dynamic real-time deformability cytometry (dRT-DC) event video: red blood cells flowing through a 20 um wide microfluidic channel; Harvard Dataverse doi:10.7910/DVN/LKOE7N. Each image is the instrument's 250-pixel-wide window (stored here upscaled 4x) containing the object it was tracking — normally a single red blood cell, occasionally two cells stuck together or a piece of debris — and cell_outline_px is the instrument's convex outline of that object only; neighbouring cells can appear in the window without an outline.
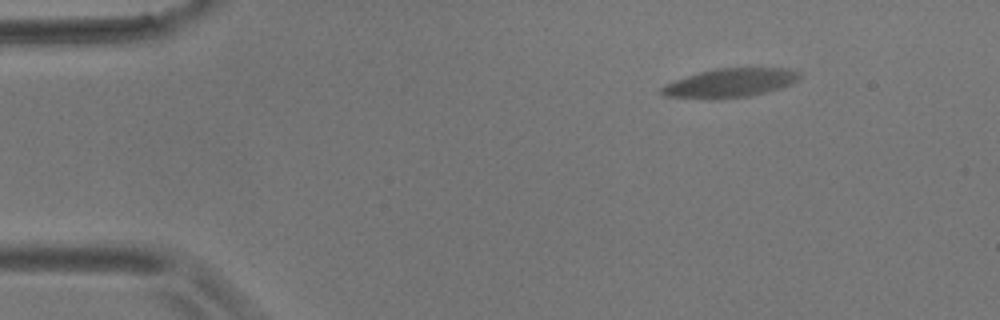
{"species": "common noctule bat (a hibernating species)", "species_latin": "Nyctalus noctula", "temperature_condition": "room temperature", "stored_images_in_passage": 4, "camera_frame_rate_fps": 3000, "um_per_image_px": 0.085, "animal": {"sex": "male", "body_mass_g": 17.9}, "frame": {"image": 1, "passage_image": 4, "time_ms": 5.0, "image_size_px": [1000, 320], "cell_outline_px": [[800, 76], [796, 80], [780, 88], [748, 96], [664, 96], [660, 92], [660, 88], [664, 84], [700, 72], [716, 68], [788, 68], [800, 72]], "centroid_in_image_um": [62.11, 6.99], "position_along_channel_um": 22.9, "area_um2": 21.91}}